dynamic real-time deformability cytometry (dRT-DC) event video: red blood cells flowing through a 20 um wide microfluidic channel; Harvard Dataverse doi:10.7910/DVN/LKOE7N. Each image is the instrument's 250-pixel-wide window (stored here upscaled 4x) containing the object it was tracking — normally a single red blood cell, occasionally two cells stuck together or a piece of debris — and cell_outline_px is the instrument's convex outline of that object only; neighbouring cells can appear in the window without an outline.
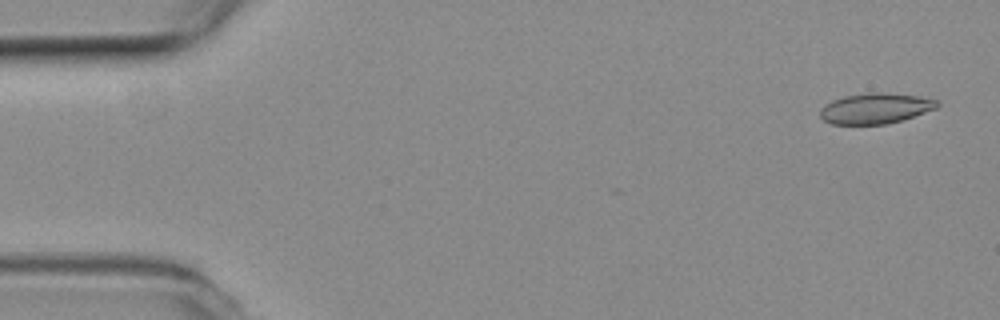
{"species": "common noctule bat (a hibernating species)", "species_latin": "Nyctalus noctula", "temperature_condition": "room temperature", "stored_images_in_passage": 9, "camera_frame_rate_fps": 3000, "um_per_image_px": 0.085, "animal": {"sex": "female", "body_mass_g": 19.3, "forearm_length_mm": 54.1}, "frame": {"image": 1, "passage_image": 2, "time_ms": 0.333, "image_size_px": [1000, 320], "cell_outline_px": [[940, 104], [936, 108], [900, 120], [884, 124], [832, 124], [824, 120], [820, 116], [820, 108], [824, 104], [832, 100], [844, 96], [868, 92], [880, 92], [916, 96], [936, 100]], "centroid_in_image_um": [74.35, 9.2], "position_along_channel_um": 10.7, "area_um2": 20.58}}